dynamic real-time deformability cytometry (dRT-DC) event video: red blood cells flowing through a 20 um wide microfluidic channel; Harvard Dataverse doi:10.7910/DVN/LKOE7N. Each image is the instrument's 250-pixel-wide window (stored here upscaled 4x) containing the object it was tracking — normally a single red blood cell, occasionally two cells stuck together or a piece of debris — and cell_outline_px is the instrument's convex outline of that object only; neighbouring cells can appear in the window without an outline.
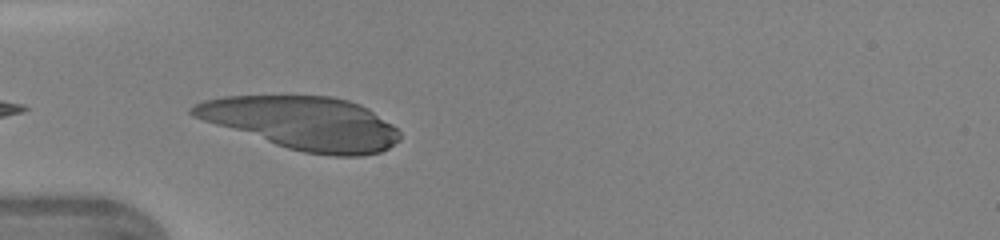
{"species": "human", "species_latin": "Homo sapiens", "temperature_condition": "warm", "stored_images_in_passage": 20, "camera_frame_rate_fps": 3000, "um_per_image_px": 0.085, "donor": {"sex": "female"}, "frame": {"image": 1, "passage_image": 1, "time_ms": 0.0, "image_size_px": [1000, 240], "cell_outline_px": [[400, 140], [388, 148], [380, 152], [364, 156], [336, 156], [304, 152], [288, 148], [192, 116], [188, 112], [188, 108], [204, 100], [224, 96], [332, 96], [348, 100], [360, 104], [368, 108], [392, 124], [400, 132]], "centroid_in_image_um": [25.76, 10.45], "position_along_channel_um": 59.2, "area_um2": 63.41}}